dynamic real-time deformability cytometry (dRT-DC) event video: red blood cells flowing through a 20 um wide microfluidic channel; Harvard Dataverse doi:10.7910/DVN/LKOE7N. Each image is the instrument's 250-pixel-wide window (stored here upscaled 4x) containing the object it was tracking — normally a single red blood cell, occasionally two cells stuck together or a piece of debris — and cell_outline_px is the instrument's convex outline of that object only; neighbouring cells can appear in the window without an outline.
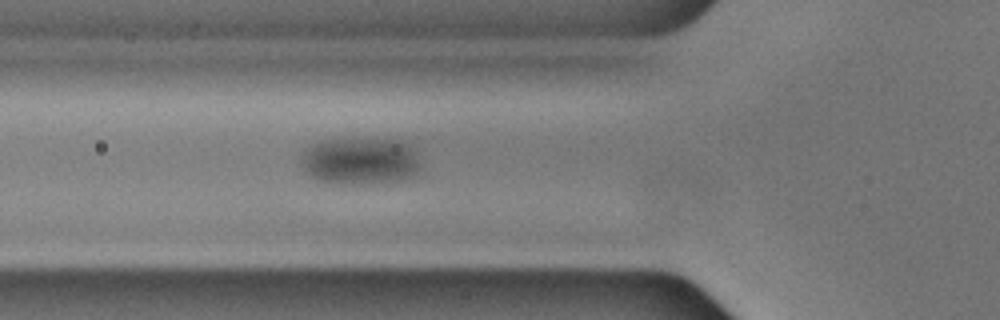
{"species": "common noctule bat (a hibernating species)", "species_latin": "Nyctalus noctula", "temperature_condition": "cold", "stored_images_in_passage": 40, "camera_frame_rate_fps": 3000, "um_per_image_px": 0.085, "animal": {"sex": "male", "body_mass_g": 17.9, "forearm_length_mm": 54.2}, "frame": {"image": 1, "passage_image": 3, "time_ms": 0.667, "image_size_px": [1000, 320], "cell_outline_px": [[424, 176], [404, 180], [316, 180], [304, 168], [304, 148], [320, 140], [352, 136], [404, 140], [412, 144], [416, 148]], "centroid_in_image_um": [30.8, 13.56], "position_along_channel_um": 95.0, "area_um2": 33.06}}
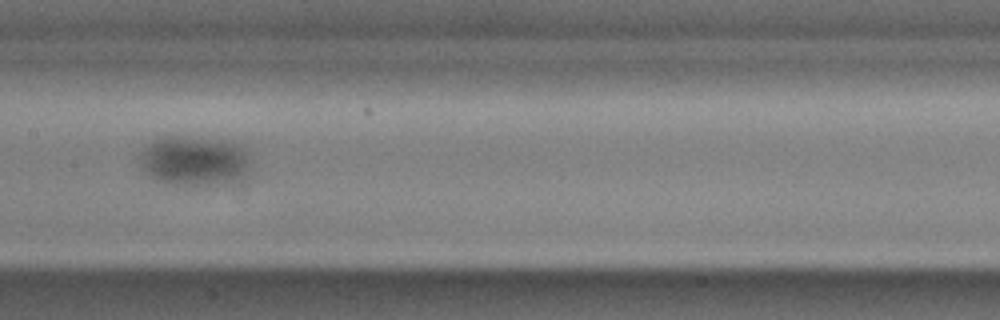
{"frame": {"image": 2, "passage_image": 11, "time_ms": 3.333, "image_size_px": [1000, 320], "cell_outline_px": [[248, 184], [168, 184], [156, 180], [148, 176], [136, 156], [144, 148], [160, 136], [200, 136], [236, 140], [248, 152]], "centroid_in_image_um": [16.61, 13.66], "position_along_channel_um": 190.8, "area_um2": 33.76}}
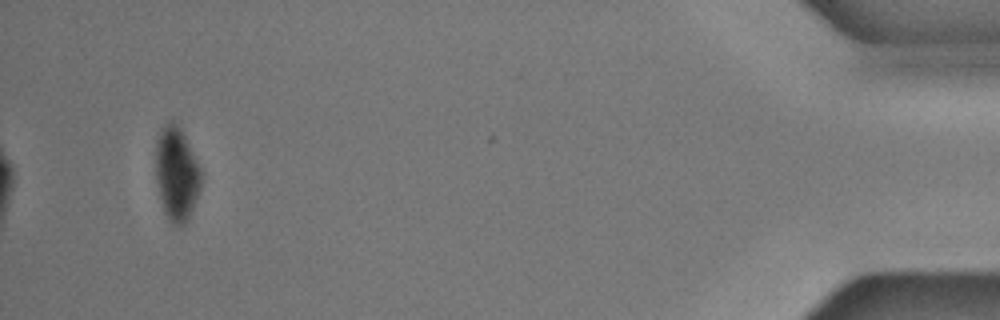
{"frame": {"image": 3, "passage_image": 37, "time_ms": 12.0, "image_size_px": [1000, 320], "cell_outline_px": [[200, 188], [188, 220], [184, 224], [172, 224], [168, 220], [164, 212], [160, 200], [156, 180], [156, 140], [160, 132], [168, 120], [172, 120], [180, 128], [200, 168]], "centroid_in_image_um": [14.98, 14.8], "position_along_channel_um": 420.2, "area_um2": 24.39}}